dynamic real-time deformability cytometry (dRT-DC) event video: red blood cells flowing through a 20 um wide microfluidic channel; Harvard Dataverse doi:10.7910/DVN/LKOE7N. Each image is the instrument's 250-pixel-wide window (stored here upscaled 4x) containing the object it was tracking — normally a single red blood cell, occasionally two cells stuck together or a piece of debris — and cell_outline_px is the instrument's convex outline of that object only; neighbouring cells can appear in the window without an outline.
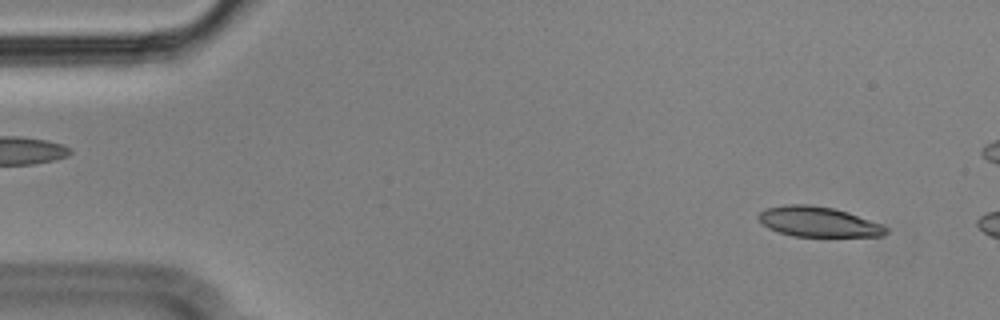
{"species": "Egyptian fruit bat (a non-hibernating species)", "species_latin": "Rousettus aegyptiacus", "temperature_condition": "cold", "stored_images_in_passage": 13, "camera_frame_rate_fps": 3000, "um_per_image_px": 0.085, "animal": {"sex": "male"}, "frame": {"image": 1, "passage_image": 3, "time_ms": 0.667, "image_size_px": [1000, 320], "cell_outline_px": [[888, 232], [884, 236], [792, 236], [768, 228], [756, 216], [764, 208], [784, 204], [808, 204], [832, 208], [848, 212], [880, 224], [888, 228]], "centroid_in_image_um": [69.53, 18.84], "position_along_channel_um": 15.5, "area_um2": 22.25}}